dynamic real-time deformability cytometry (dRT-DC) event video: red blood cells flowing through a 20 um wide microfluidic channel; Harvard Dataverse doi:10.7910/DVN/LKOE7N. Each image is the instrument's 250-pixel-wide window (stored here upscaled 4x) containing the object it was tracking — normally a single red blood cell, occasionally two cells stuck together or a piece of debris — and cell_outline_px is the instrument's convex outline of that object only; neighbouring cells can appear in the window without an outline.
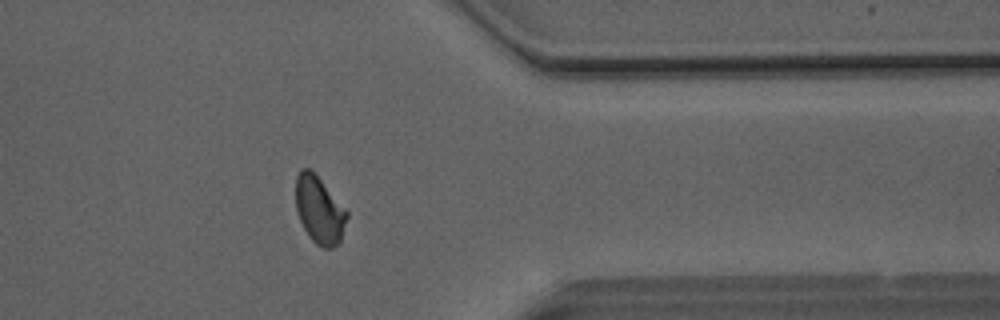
{"species": "Egyptian fruit bat (a non-hibernating species)", "species_latin": "Rousettus aegyptiacus", "temperature_condition": "room temperature", "stored_images_in_passage": 51, "camera_frame_rate_fps": 3000, "um_per_image_px": 0.085, "animal": {"sex": "male"}, "frame": {"image": 1, "passage_image": 41, "time_ms": 13.333, "image_size_px": [1000, 320], "cell_outline_px": [[348, 216], [340, 240], [332, 248], [324, 248], [316, 244], [308, 236], [300, 220], [296, 208], [296, 176], [300, 168], [308, 168], [320, 180], [348, 212]], "centroid_in_image_um": [27.13, 17.86], "position_along_channel_um": 384.3, "area_um2": 19.65}}
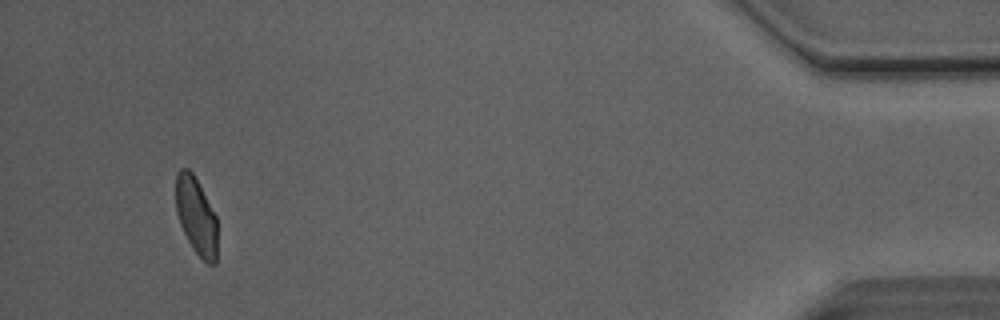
{"frame": {"image": 2, "passage_image": 48, "time_ms": 15.667, "image_size_px": [1000, 320], "cell_outline_px": [[216, 264], [208, 264], [192, 248], [180, 224], [176, 212], [176, 172], [180, 168], [188, 168], [192, 172], [216, 216]], "centroid_in_image_um": [16.66, 18.34], "position_along_channel_um": 418.5, "area_um2": 18.44}, "authors_computed_cell_mechanics": {"area_um2": 20.3456, "velocity_mm_per_s": 4.1038, "shape_relaxation_time_tau1_ms": 8.206, "shape_relaxation_time_tau2_ms": 1.2698, "deformation_change_tau1": 0.1658, "deformation_change_tau2": 0.0543}}